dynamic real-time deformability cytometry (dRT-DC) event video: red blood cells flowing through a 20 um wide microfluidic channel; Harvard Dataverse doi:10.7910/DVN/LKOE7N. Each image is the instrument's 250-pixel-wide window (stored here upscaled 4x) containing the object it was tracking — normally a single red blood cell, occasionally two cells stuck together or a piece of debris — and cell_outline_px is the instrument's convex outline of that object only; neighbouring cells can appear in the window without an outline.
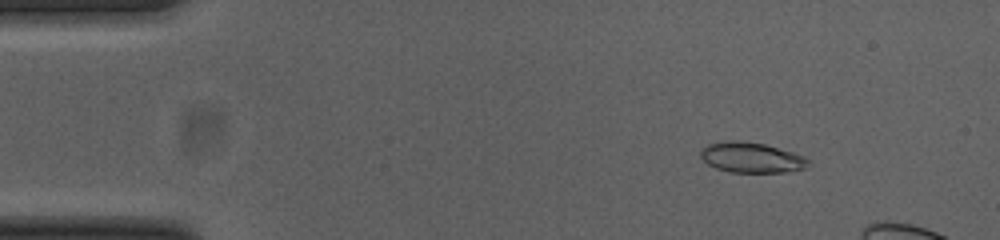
{"species": "common noctule bat (a hibernating species)", "species_latin": "Nyctalus noctula", "temperature_condition": "cold", "stored_images_in_passage": 14, "camera_frame_rate_fps": 3000, "um_per_image_px": 0.085, "animal": {"sex": "female", "body_mass_g": 23.0, "forearm_length_mm": 53.4}, "frame": {"image": 1, "passage_image": 7, "time_ms": 2.0, "image_size_px": [1000, 240], "cell_outline_px": [[812, 164], [808, 168], [792, 172], [728, 172], [716, 168], [708, 164], [700, 156], [700, 148], [708, 144], [724, 140], [740, 140], [764, 144], [792, 152], [804, 156]], "centroid_in_image_um": [63.89, 13.39], "position_along_channel_um": 21.1, "area_um2": 19.36}}